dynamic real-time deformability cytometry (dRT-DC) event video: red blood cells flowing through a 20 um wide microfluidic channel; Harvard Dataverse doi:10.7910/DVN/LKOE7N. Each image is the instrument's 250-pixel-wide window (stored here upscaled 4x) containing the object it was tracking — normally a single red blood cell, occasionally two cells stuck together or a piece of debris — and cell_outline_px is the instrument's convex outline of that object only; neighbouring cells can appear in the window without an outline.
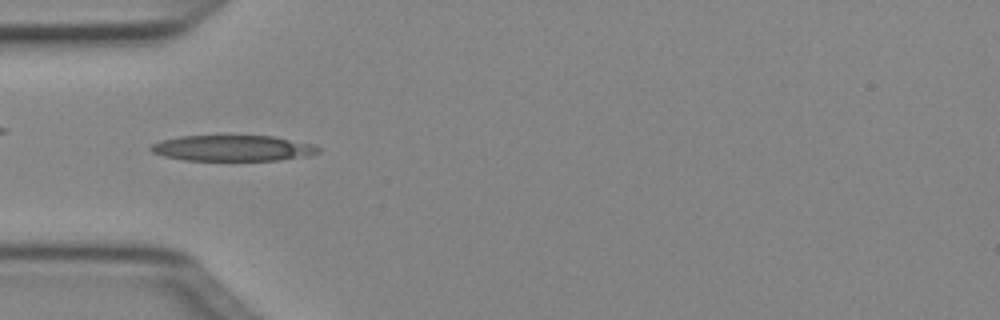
{"species": "Egyptian fruit bat (a non-hibernating species)", "species_latin": "Rousettus aegyptiacus", "temperature_condition": "cold", "stored_images_in_passage": 5, "camera_frame_rate_fps": 3000, "um_per_image_px": 0.085, "animal": {"sex": "female"}, "frame": {"image": 1, "passage_image": 5, "time_ms": 1.333, "image_size_px": [1000, 320], "cell_outline_px": [[320, 152], [308, 156], [280, 160], [184, 160], [164, 156], [152, 152], [148, 148], [152, 144], [160, 140], [180, 136], [272, 136], [312, 144], [320, 148]], "centroid_in_image_um": [19.77, 12.59], "position_along_channel_um": 65.2, "area_um2": 25.14}}